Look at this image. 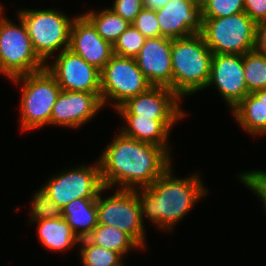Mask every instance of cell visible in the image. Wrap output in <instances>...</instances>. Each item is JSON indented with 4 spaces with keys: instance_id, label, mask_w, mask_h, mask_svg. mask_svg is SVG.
Instances as JSON below:
<instances>
[{
    "instance_id": "83f0119b",
    "label": "cell",
    "mask_w": 266,
    "mask_h": 266,
    "mask_svg": "<svg viewBox=\"0 0 266 266\" xmlns=\"http://www.w3.org/2000/svg\"><path fill=\"white\" fill-rule=\"evenodd\" d=\"M203 18H219L244 12V0H204Z\"/></svg>"
},
{
    "instance_id": "6da1fadb",
    "label": "cell",
    "mask_w": 266,
    "mask_h": 266,
    "mask_svg": "<svg viewBox=\"0 0 266 266\" xmlns=\"http://www.w3.org/2000/svg\"><path fill=\"white\" fill-rule=\"evenodd\" d=\"M112 138L97 158L102 183L110 190L148 187L173 165L172 156L161 146L126 137L120 131Z\"/></svg>"
},
{
    "instance_id": "3957f363",
    "label": "cell",
    "mask_w": 266,
    "mask_h": 266,
    "mask_svg": "<svg viewBox=\"0 0 266 266\" xmlns=\"http://www.w3.org/2000/svg\"><path fill=\"white\" fill-rule=\"evenodd\" d=\"M212 58L201 33L172 39V91L183 100L204 90L210 79Z\"/></svg>"
},
{
    "instance_id": "8992f818",
    "label": "cell",
    "mask_w": 266,
    "mask_h": 266,
    "mask_svg": "<svg viewBox=\"0 0 266 266\" xmlns=\"http://www.w3.org/2000/svg\"><path fill=\"white\" fill-rule=\"evenodd\" d=\"M17 19L16 24L5 15L0 17V74L8 80L45 69L33 50L25 24L19 16Z\"/></svg>"
},
{
    "instance_id": "cb8c5ba5",
    "label": "cell",
    "mask_w": 266,
    "mask_h": 266,
    "mask_svg": "<svg viewBox=\"0 0 266 266\" xmlns=\"http://www.w3.org/2000/svg\"><path fill=\"white\" fill-rule=\"evenodd\" d=\"M78 247L83 266H126L120 253L94 245L87 238L80 239Z\"/></svg>"
},
{
    "instance_id": "5bb4252c",
    "label": "cell",
    "mask_w": 266,
    "mask_h": 266,
    "mask_svg": "<svg viewBox=\"0 0 266 266\" xmlns=\"http://www.w3.org/2000/svg\"><path fill=\"white\" fill-rule=\"evenodd\" d=\"M103 108L101 93L61 90L52 109L50 125L78 129Z\"/></svg>"
},
{
    "instance_id": "2e32d148",
    "label": "cell",
    "mask_w": 266,
    "mask_h": 266,
    "mask_svg": "<svg viewBox=\"0 0 266 266\" xmlns=\"http://www.w3.org/2000/svg\"><path fill=\"white\" fill-rule=\"evenodd\" d=\"M69 49L99 70H102L114 55L113 45L105 41L93 24L80 13L72 22Z\"/></svg>"
},
{
    "instance_id": "4dcf8cb0",
    "label": "cell",
    "mask_w": 266,
    "mask_h": 266,
    "mask_svg": "<svg viewBox=\"0 0 266 266\" xmlns=\"http://www.w3.org/2000/svg\"><path fill=\"white\" fill-rule=\"evenodd\" d=\"M116 14L120 15L129 23H133L136 16L144 8L143 0H113L110 7Z\"/></svg>"
},
{
    "instance_id": "7c38bea8",
    "label": "cell",
    "mask_w": 266,
    "mask_h": 266,
    "mask_svg": "<svg viewBox=\"0 0 266 266\" xmlns=\"http://www.w3.org/2000/svg\"><path fill=\"white\" fill-rule=\"evenodd\" d=\"M45 68L56 79L62 90L101 93V70L87 63L70 49L54 56Z\"/></svg>"
},
{
    "instance_id": "ba28073f",
    "label": "cell",
    "mask_w": 266,
    "mask_h": 266,
    "mask_svg": "<svg viewBox=\"0 0 266 266\" xmlns=\"http://www.w3.org/2000/svg\"><path fill=\"white\" fill-rule=\"evenodd\" d=\"M104 187L97 197L98 224L116 227L127 233L143 250L147 247L145 222L135 190L115 189L113 195L103 196Z\"/></svg>"
},
{
    "instance_id": "e0dca14e",
    "label": "cell",
    "mask_w": 266,
    "mask_h": 266,
    "mask_svg": "<svg viewBox=\"0 0 266 266\" xmlns=\"http://www.w3.org/2000/svg\"><path fill=\"white\" fill-rule=\"evenodd\" d=\"M172 38H146L135 58L139 69L152 86L168 87L172 90Z\"/></svg>"
},
{
    "instance_id": "277c9868",
    "label": "cell",
    "mask_w": 266,
    "mask_h": 266,
    "mask_svg": "<svg viewBox=\"0 0 266 266\" xmlns=\"http://www.w3.org/2000/svg\"><path fill=\"white\" fill-rule=\"evenodd\" d=\"M17 11L16 15L25 24L35 54L45 65L51 57L69 49L70 30L77 15L69 17L67 13L53 8H21Z\"/></svg>"
},
{
    "instance_id": "484cf974",
    "label": "cell",
    "mask_w": 266,
    "mask_h": 266,
    "mask_svg": "<svg viewBox=\"0 0 266 266\" xmlns=\"http://www.w3.org/2000/svg\"><path fill=\"white\" fill-rule=\"evenodd\" d=\"M37 190L31 198L28 224L42 219L62 218V208L50 197L44 186Z\"/></svg>"
},
{
    "instance_id": "44dd1931",
    "label": "cell",
    "mask_w": 266,
    "mask_h": 266,
    "mask_svg": "<svg viewBox=\"0 0 266 266\" xmlns=\"http://www.w3.org/2000/svg\"><path fill=\"white\" fill-rule=\"evenodd\" d=\"M62 215L79 239L98 225L97 198H77L62 208Z\"/></svg>"
},
{
    "instance_id": "d590c367",
    "label": "cell",
    "mask_w": 266,
    "mask_h": 266,
    "mask_svg": "<svg viewBox=\"0 0 266 266\" xmlns=\"http://www.w3.org/2000/svg\"><path fill=\"white\" fill-rule=\"evenodd\" d=\"M197 3H202L204 0H195Z\"/></svg>"
},
{
    "instance_id": "f546056e",
    "label": "cell",
    "mask_w": 266,
    "mask_h": 266,
    "mask_svg": "<svg viewBox=\"0 0 266 266\" xmlns=\"http://www.w3.org/2000/svg\"><path fill=\"white\" fill-rule=\"evenodd\" d=\"M132 25L146 38L161 37L156 11L143 8Z\"/></svg>"
},
{
    "instance_id": "f1b7e54d",
    "label": "cell",
    "mask_w": 266,
    "mask_h": 266,
    "mask_svg": "<svg viewBox=\"0 0 266 266\" xmlns=\"http://www.w3.org/2000/svg\"><path fill=\"white\" fill-rule=\"evenodd\" d=\"M243 172L237 174V180L262 201L264 213L266 214V171L253 169Z\"/></svg>"
},
{
    "instance_id": "ac0fdd59",
    "label": "cell",
    "mask_w": 266,
    "mask_h": 266,
    "mask_svg": "<svg viewBox=\"0 0 266 266\" xmlns=\"http://www.w3.org/2000/svg\"><path fill=\"white\" fill-rule=\"evenodd\" d=\"M124 121V126L119 130L124 136L136 139L140 142L150 143L163 147L170 155L172 151L169 145V135L179 120H153L138 118V115H119Z\"/></svg>"
},
{
    "instance_id": "5b68a950",
    "label": "cell",
    "mask_w": 266,
    "mask_h": 266,
    "mask_svg": "<svg viewBox=\"0 0 266 266\" xmlns=\"http://www.w3.org/2000/svg\"><path fill=\"white\" fill-rule=\"evenodd\" d=\"M20 84V127L22 132L50 126L53 106L62 90L56 79L45 68L39 72L10 79Z\"/></svg>"
},
{
    "instance_id": "7402d4cb",
    "label": "cell",
    "mask_w": 266,
    "mask_h": 266,
    "mask_svg": "<svg viewBox=\"0 0 266 266\" xmlns=\"http://www.w3.org/2000/svg\"><path fill=\"white\" fill-rule=\"evenodd\" d=\"M86 238L92 244L114 250L123 257L131 250H143L127 233L103 224H98Z\"/></svg>"
},
{
    "instance_id": "1f68e13d",
    "label": "cell",
    "mask_w": 266,
    "mask_h": 266,
    "mask_svg": "<svg viewBox=\"0 0 266 266\" xmlns=\"http://www.w3.org/2000/svg\"><path fill=\"white\" fill-rule=\"evenodd\" d=\"M244 12L255 23L266 21V0H244Z\"/></svg>"
},
{
    "instance_id": "9c48e42d",
    "label": "cell",
    "mask_w": 266,
    "mask_h": 266,
    "mask_svg": "<svg viewBox=\"0 0 266 266\" xmlns=\"http://www.w3.org/2000/svg\"><path fill=\"white\" fill-rule=\"evenodd\" d=\"M100 77L103 106L109 103L114 111L129 98L152 86L139 69L136 59L115 54L101 70Z\"/></svg>"
},
{
    "instance_id": "ffe728a7",
    "label": "cell",
    "mask_w": 266,
    "mask_h": 266,
    "mask_svg": "<svg viewBox=\"0 0 266 266\" xmlns=\"http://www.w3.org/2000/svg\"><path fill=\"white\" fill-rule=\"evenodd\" d=\"M37 224V236L42 246L53 252H67L78 246L80 239L70 225L62 218L42 219L32 222Z\"/></svg>"
},
{
    "instance_id": "4316f807",
    "label": "cell",
    "mask_w": 266,
    "mask_h": 266,
    "mask_svg": "<svg viewBox=\"0 0 266 266\" xmlns=\"http://www.w3.org/2000/svg\"><path fill=\"white\" fill-rule=\"evenodd\" d=\"M146 37L132 24L119 36L113 45V53L121 57L136 58Z\"/></svg>"
},
{
    "instance_id": "52a82bcc",
    "label": "cell",
    "mask_w": 266,
    "mask_h": 266,
    "mask_svg": "<svg viewBox=\"0 0 266 266\" xmlns=\"http://www.w3.org/2000/svg\"><path fill=\"white\" fill-rule=\"evenodd\" d=\"M202 36L213 54H238L254 50L256 23L245 12L203 18Z\"/></svg>"
},
{
    "instance_id": "30bf717a",
    "label": "cell",
    "mask_w": 266,
    "mask_h": 266,
    "mask_svg": "<svg viewBox=\"0 0 266 266\" xmlns=\"http://www.w3.org/2000/svg\"><path fill=\"white\" fill-rule=\"evenodd\" d=\"M43 186L61 208L77 198H97L104 188L99 161L62 170Z\"/></svg>"
},
{
    "instance_id": "d6986e66",
    "label": "cell",
    "mask_w": 266,
    "mask_h": 266,
    "mask_svg": "<svg viewBox=\"0 0 266 266\" xmlns=\"http://www.w3.org/2000/svg\"><path fill=\"white\" fill-rule=\"evenodd\" d=\"M230 112L250 136L266 135V89L249 93Z\"/></svg>"
},
{
    "instance_id": "836d02e7",
    "label": "cell",
    "mask_w": 266,
    "mask_h": 266,
    "mask_svg": "<svg viewBox=\"0 0 266 266\" xmlns=\"http://www.w3.org/2000/svg\"><path fill=\"white\" fill-rule=\"evenodd\" d=\"M143 1H144V8L156 11L165 6L169 0H143Z\"/></svg>"
},
{
    "instance_id": "9a60e30c",
    "label": "cell",
    "mask_w": 266,
    "mask_h": 266,
    "mask_svg": "<svg viewBox=\"0 0 266 266\" xmlns=\"http://www.w3.org/2000/svg\"><path fill=\"white\" fill-rule=\"evenodd\" d=\"M161 36L177 39L202 33V5L195 0H169L156 10Z\"/></svg>"
},
{
    "instance_id": "d6a6232c",
    "label": "cell",
    "mask_w": 266,
    "mask_h": 266,
    "mask_svg": "<svg viewBox=\"0 0 266 266\" xmlns=\"http://www.w3.org/2000/svg\"><path fill=\"white\" fill-rule=\"evenodd\" d=\"M254 50L266 56V21L256 23Z\"/></svg>"
},
{
    "instance_id": "7a4b0ae2",
    "label": "cell",
    "mask_w": 266,
    "mask_h": 266,
    "mask_svg": "<svg viewBox=\"0 0 266 266\" xmlns=\"http://www.w3.org/2000/svg\"><path fill=\"white\" fill-rule=\"evenodd\" d=\"M173 172L171 165L150 186L135 189L142 220L148 219L155 228H159L158 231L170 234L195 204L209 193L199 172L184 178H176Z\"/></svg>"
},
{
    "instance_id": "603a6c76",
    "label": "cell",
    "mask_w": 266,
    "mask_h": 266,
    "mask_svg": "<svg viewBox=\"0 0 266 266\" xmlns=\"http://www.w3.org/2000/svg\"><path fill=\"white\" fill-rule=\"evenodd\" d=\"M82 14L93 24L97 33L112 45H114L119 36L131 25V23L116 14L110 6L104 7L100 11L92 9Z\"/></svg>"
},
{
    "instance_id": "e575fe53",
    "label": "cell",
    "mask_w": 266,
    "mask_h": 266,
    "mask_svg": "<svg viewBox=\"0 0 266 266\" xmlns=\"http://www.w3.org/2000/svg\"><path fill=\"white\" fill-rule=\"evenodd\" d=\"M4 11V6L2 5V3H0V17L3 15Z\"/></svg>"
},
{
    "instance_id": "4fadbf2b",
    "label": "cell",
    "mask_w": 266,
    "mask_h": 266,
    "mask_svg": "<svg viewBox=\"0 0 266 266\" xmlns=\"http://www.w3.org/2000/svg\"><path fill=\"white\" fill-rule=\"evenodd\" d=\"M212 86L216 87L219 95L231 110L248 95L244 77L243 55L213 54L210 79L206 88Z\"/></svg>"
},
{
    "instance_id": "8fae6325",
    "label": "cell",
    "mask_w": 266,
    "mask_h": 266,
    "mask_svg": "<svg viewBox=\"0 0 266 266\" xmlns=\"http://www.w3.org/2000/svg\"><path fill=\"white\" fill-rule=\"evenodd\" d=\"M180 102L182 99L170 88L151 86L147 91L129 98L115 113L153 120H182L187 114Z\"/></svg>"
},
{
    "instance_id": "d4e9b609",
    "label": "cell",
    "mask_w": 266,
    "mask_h": 266,
    "mask_svg": "<svg viewBox=\"0 0 266 266\" xmlns=\"http://www.w3.org/2000/svg\"><path fill=\"white\" fill-rule=\"evenodd\" d=\"M245 83L249 93L266 89V56L255 50L243 55Z\"/></svg>"
}]
</instances>
